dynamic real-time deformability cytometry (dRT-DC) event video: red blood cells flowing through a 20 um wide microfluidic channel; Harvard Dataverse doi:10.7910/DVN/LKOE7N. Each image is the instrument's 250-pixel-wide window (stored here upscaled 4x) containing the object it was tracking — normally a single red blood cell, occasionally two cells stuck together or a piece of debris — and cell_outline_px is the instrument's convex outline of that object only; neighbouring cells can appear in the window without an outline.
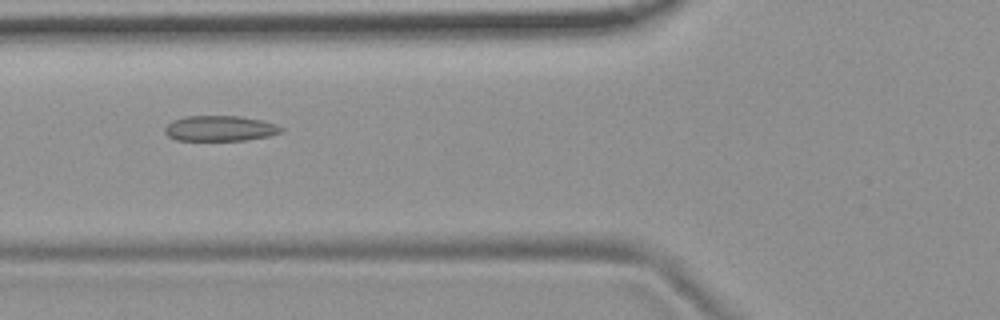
{"species": "common noctule bat (a hibernating species)", "species_latin": "Nyctalus noctula", "temperature_condition": "room temperature", "stored_images_in_passage": 7, "camera_frame_rate_fps": 3000, "um_per_image_px": 0.085, "animal": {"sex": "female", "body_mass_g": 19.9}, "frame": {"image": 1, "passage_image": 3, "time_ms": 0.667, "image_size_px": [1000, 320], "cell_outline_px": [[284, 128], [280, 132], [268, 136], [244, 140], [176, 140], [168, 136], [164, 132], [164, 128], [172, 120], [184, 116], [240, 116], [260, 120], [276, 124]], "centroid_in_image_um": [18.66, 10.91], "position_along_channel_um": 107.1, "area_um2": 17.17}}
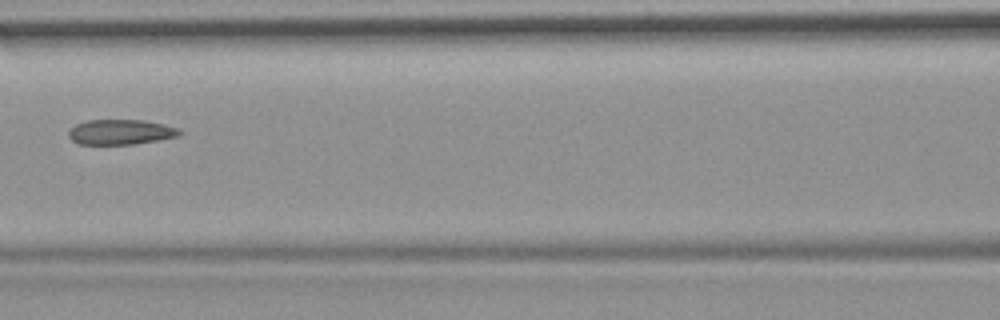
{"frame": {"image": 2, "passage_image": 4, "time_ms": 1.0, "image_size_px": [1000, 320], "cell_outline_px": [[180, 136], [160, 140], [136, 144], [76, 144], [68, 136], [68, 132], [76, 124], [88, 120], [144, 120], [164, 124], [180, 128]], "centroid_in_image_um": [10.28, 11.23], "position_along_channel_um": 156.3, "area_um2": 16.36}}